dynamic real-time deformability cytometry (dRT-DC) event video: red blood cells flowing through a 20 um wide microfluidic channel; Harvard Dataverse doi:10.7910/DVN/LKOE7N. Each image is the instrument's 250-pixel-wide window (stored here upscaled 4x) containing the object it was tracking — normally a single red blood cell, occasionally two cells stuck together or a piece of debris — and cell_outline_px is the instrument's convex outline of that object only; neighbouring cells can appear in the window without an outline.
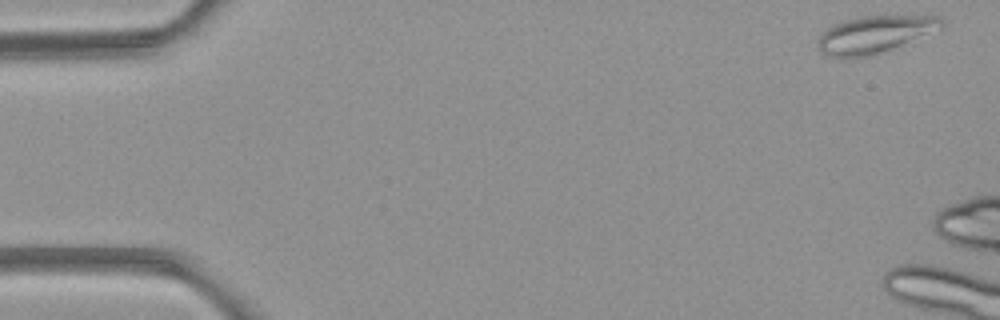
{"species": "common noctule bat (a hibernating species)", "species_latin": "Nyctalus noctula", "temperature_condition": "room temperature", "stored_images_in_passage": 3, "camera_frame_rate_fps": 3000, "um_per_image_px": 0.085, "animal": {"sex": "female", "body_mass_g": 21.9}, "frame": {"image": 1, "passage_image": 1, "time_ms": 0.0, "image_size_px": [1000, 320], "cell_outline_px": [[944, 24], [880, 52], [868, 56], [824, 56], [820, 52], [816, 44], [816, 40], [828, 28], [836, 24], [856, 16], [940, 16], [944, 20]], "centroid_in_image_um": [74.2, 2.9], "position_along_channel_um": 10.8, "area_um2": 25.43}}